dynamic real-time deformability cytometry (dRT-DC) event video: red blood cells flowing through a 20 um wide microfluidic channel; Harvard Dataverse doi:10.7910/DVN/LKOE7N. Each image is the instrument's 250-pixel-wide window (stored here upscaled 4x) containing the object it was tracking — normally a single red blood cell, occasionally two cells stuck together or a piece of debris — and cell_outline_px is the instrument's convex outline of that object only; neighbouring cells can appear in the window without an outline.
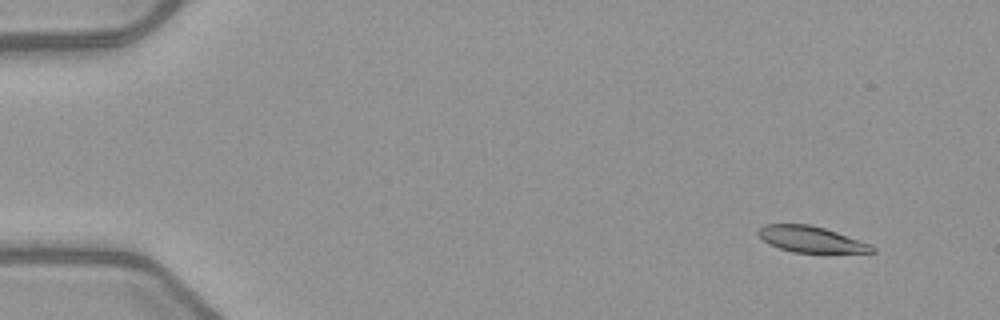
{"species": "common noctule bat (a hibernating species)", "species_latin": "Nyctalus noctula", "temperature_condition": "warm", "stored_images_in_passage": 7, "camera_frame_rate_fps": 3000, "um_per_image_px": 0.085, "animal": {"sex": "female", "body_mass_g": 21.9}, "frame": {"image": 1, "passage_image": 2, "time_ms": 1.333, "image_size_px": [1000, 320], "cell_outline_px": [[876, 252], [824, 256], [792, 252], [768, 244], [756, 232], [764, 224], [808, 224], [824, 228], [872, 244], [876, 248]], "centroid_in_image_um": [69.05, 20.41], "position_along_channel_um": 16.0, "area_um2": 18.32}}
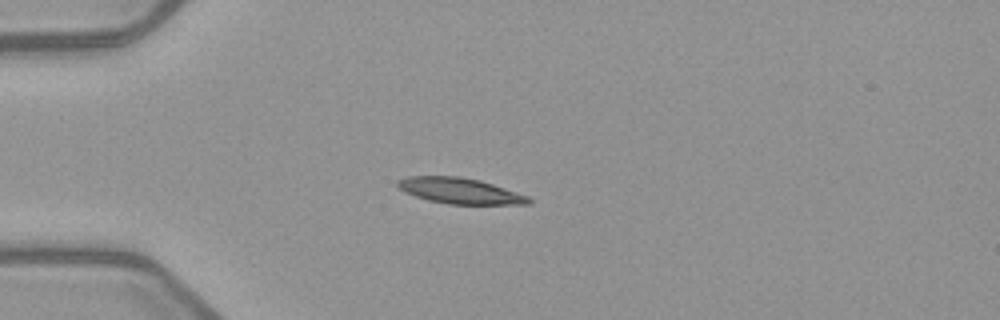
{"frame": {"image": 2, "passage_image": 5, "time_ms": 4.667, "image_size_px": [1000, 320], "cell_outline_px": [[532, 204], [448, 204], [428, 200], [404, 192], [396, 188], [396, 180], [408, 176], [460, 176], [480, 180], [528, 196], [532, 200]], "centroid_in_image_um": [39.04, 16.21], "position_along_channel_um": 46.0, "area_um2": 19.77}}
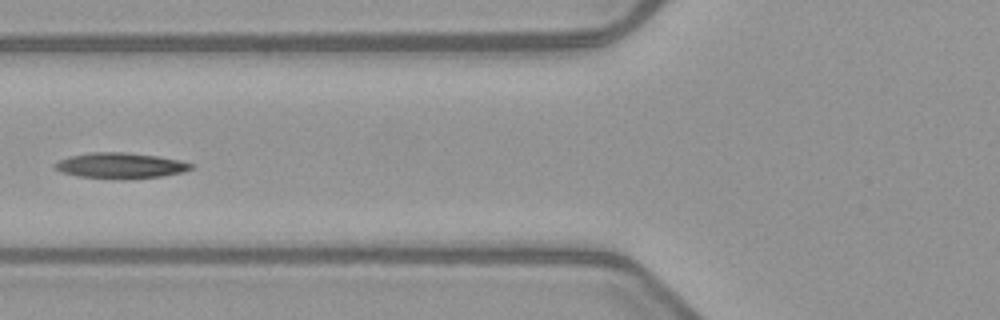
{"frame": {"image": 3, "passage_image": 7, "time_ms": 7.0, "image_size_px": [1000, 320], "cell_outline_px": [[196, 164], [192, 168], [184, 172], [164, 176], [76, 176], [60, 172], [52, 164], [68, 156], [92, 152], [124, 152], [156, 156], [180, 160]], "centroid_in_image_um": [10.25, 14.02], "position_along_channel_um": 115.6, "area_um2": 19.42}}